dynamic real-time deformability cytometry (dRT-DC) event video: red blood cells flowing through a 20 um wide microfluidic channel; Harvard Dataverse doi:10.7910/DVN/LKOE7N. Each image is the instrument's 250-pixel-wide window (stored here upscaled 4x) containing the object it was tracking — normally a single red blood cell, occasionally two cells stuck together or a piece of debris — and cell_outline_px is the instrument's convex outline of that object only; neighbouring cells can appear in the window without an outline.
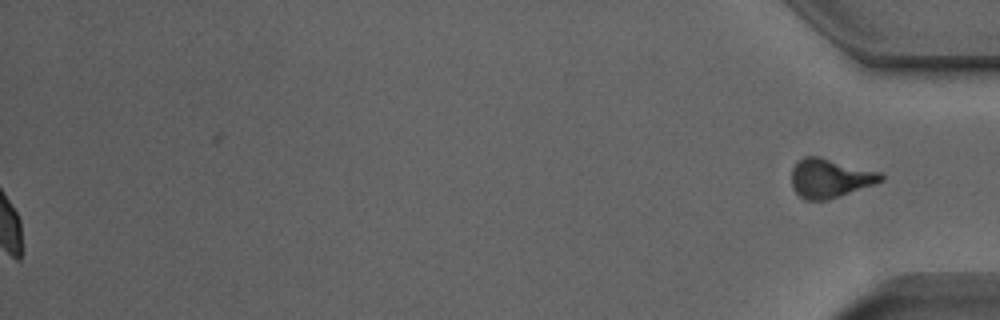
{"species": "Egyptian fruit bat (a non-hibernating species)", "species_latin": "Rousettus aegyptiacus", "temperature_condition": "room temperature", "stored_images_in_passage": 43, "segment_of_instrument_passage": [2, 2], "camera_frame_rate_fps": 3000, "um_per_image_px": 0.085, "animal": {"sex": "male"}, "frame": {"image": 1, "passage_image": 43, "time_ms": 14.0, "image_size_px": [1000, 320], "cell_outline_px": [[884, 180], [876, 184], [828, 200], [804, 200], [792, 188], [792, 168], [804, 156], [820, 156], [880, 172], [884, 176]], "centroid_in_image_um": [70.56, 15.15], "position_along_channel_um": 364.6, "area_um2": 20.4}}